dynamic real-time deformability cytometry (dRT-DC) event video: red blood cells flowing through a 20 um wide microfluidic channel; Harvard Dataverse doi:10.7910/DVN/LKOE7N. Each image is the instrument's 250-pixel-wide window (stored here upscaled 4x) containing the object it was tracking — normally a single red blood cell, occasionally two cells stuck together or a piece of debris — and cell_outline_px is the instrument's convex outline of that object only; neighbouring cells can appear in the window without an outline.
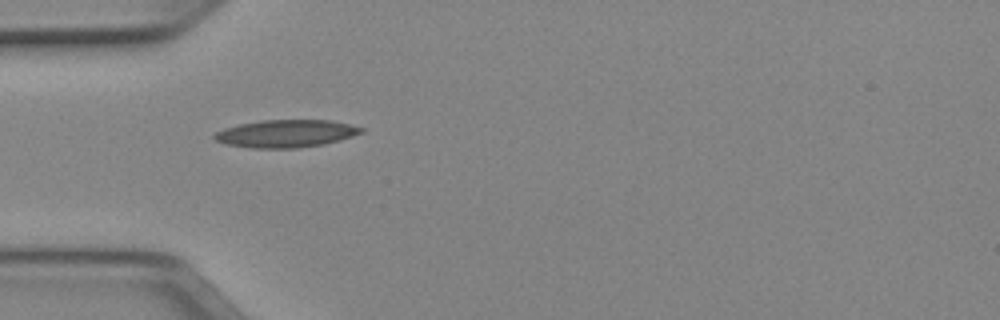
{"species": "Egyptian fruit bat (a non-hibernating species)", "species_latin": "Rousettus aegyptiacus", "temperature_condition": "cold", "stored_images_in_passage": 36, "camera_frame_rate_fps": 3000, "um_per_image_px": 0.085, "animal": {"sex": "female"}, "frame": {"image": 1, "passage_image": 1, "time_ms": 0.0, "image_size_px": [1000, 320], "cell_outline_px": [[364, 132], [340, 140], [324, 144], [296, 148], [252, 148], [228, 144], [216, 140], [212, 136], [216, 132], [224, 128], [240, 124], [260, 120], [332, 120], [364, 128]], "centroid_in_image_um": [24.32, 11.35], "position_along_channel_um": 60.7, "area_um2": 23.52}}
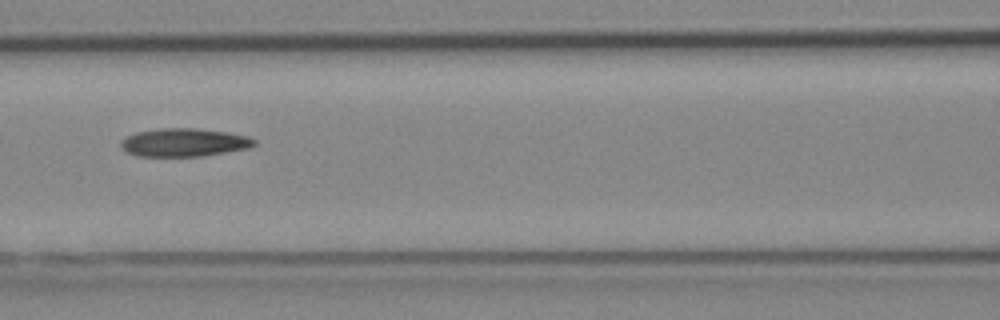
{"frame": {"image": 2, "passage_image": 8, "time_ms": 2.333, "image_size_px": [1000, 320], "cell_outline_px": [[256, 144], [248, 148], [204, 156], [136, 156], [120, 148], [120, 140], [136, 132], [160, 128], [196, 128], [228, 132], [248, 136], [256, 140]], "centroid_in_image_um": [15.64, 12.1], "position_along_channel_um": 151.0, "area_um2": 22.02}}
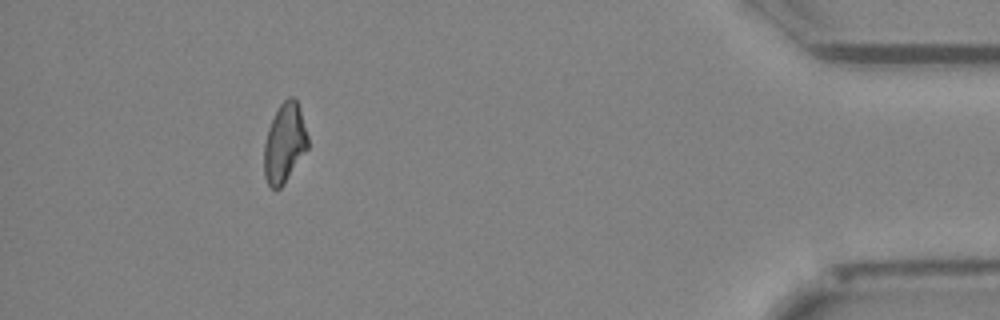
{"frame": {"image": 3, "passage_image": 32, "time_ms": 10.333, "image_size_px": [1000, 320], "cell_outline_px": [[308, 148], [284, 184], [280, 188], [272, 188], [268, 184], [264, 176], [264, 144], [268, 128], [280, 104], [288, 96], [292, 96], [296, 100], [300, 108], [308, 136]], "centroid_in_image_um": [24.19, 12.16], "position_along_channel_um": 411.0, "area_um2": 20.17}, "authors_computed_cell_mechanics": {"area_um2": 21.3571, "velocity_mm_per_s": 3.9697, "shape_relaxation_time_tau1_ms": null, "shape_relaxation_time_tau2_ms": 11.3642, "deformation_change_tau1": null, "deformation_change_tau2": 0.2428}}